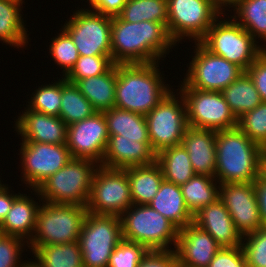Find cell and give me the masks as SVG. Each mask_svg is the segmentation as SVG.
Returning <instances> with one entry per match:
<instances>
[{
  "mask_svg": "<svg viewBox=\"0 0 266 267\" xmlns=\"http://www.w3.org/2000/svg\"><path fill=\"white\" fill-rule=\"evenodd\" d=\"M175 45L160 22L129 23L119 15L112 17L111 50L115 64L160 62Z\"/></svg>",
  "mask_w": 266,
  "mask_h": 267,
  "instance_id": "cell-1",
  "label": "cell"
},
{
  "mask_svg": "<svg viewBox=\"0 0 266 267\" xmlns=\"http://www.w3.org/2000/svg\"><path fill=\"white\" fill-rule=\"evenodd\" d=\"M158 63L117 64L114 107L143 115L156 107L171 91Z\"/></svg>",
  "mask_w": 266,
  "mask_h": 267,
  "instance_id": "cell-2",
  "label": "cell"
},
{
  "mask_svg": "<svg viewBox=\"0 0 266 267\" xmlns=\"http://www.w3.org/2000/svg\"><path fill=\"white\" fill-rule=\"evenodd\" d=\"M261 148L238 127L216 131L215 178L220 184L254 182L260 175Z\"/></svg>",
  "mask_w": 266,
  "mask_h": 267,
  "instance_id": "cell-3",
  "label": "cell"
},
{
  "mask_svg": "<svg viewBox=\"0 0 266 267\" xmlns=\"http://www.w3.org/2000/svg\"><path fill=\"white\" fill-rule=\"evenodd\" d=\"M119 217L123 240L143 245L148 251L172 250L171 244L175 250L180 229L148 204H132Z\"/></svg>",
  "mask_w": 266,
  "mask_h": 267,
  "instance_id": "cell-4",
  "label": "cell"
},
{
  "mask_svg": "<svg viewBox=\"0 0 266 267\" xmlns=\"http://www.w3.org/2000/svg\"><path fill=\"white\" fill-rule=\"evenodd\" d=\"M98 166L92 160L72 158L33 192L39 202L86 206Z\"/></svg>",
  "mask_w": 266,
  "mask_h": 267,
  "instance_id": "cell-5",
  "label": "cell"
},
{
  "mask_svg": "<svg viewBox=\"0 0 266 267\" xmlns=\"http://www.w3.org/2000/svg\"><path fill=\"white\" fill-rule=\"evenodd\" d=\"M226 14L223 13L221 20L212 24L199 43L210 53L225 58L245 72L265 49L232 17L224 19Z\"/></svg>",
  "mask_w": 266,
  "mask_h": 267,
  "instance_id": "cell-6",
  "label": "cell"
},
{
  "mask_svg": "<svg viewBox=\"0 0 266 267\" xmlns=\"http://www.w3.org/2000/svg\"><path fill=\"white\" fill-rule=\"evenodd\" d=\"M41 202L28 249L79 241L87 213L86 206Z\"/></svg>",
  "mask_w": 266,
  "mask_h": 267,
  "instance_id": "cell-7",
  "label": "cell"
},
{
  "mask_svg": "<svg viewBox=\"0 0 266 267\" xmlns=\"http://www.w3.org/2000/svg\"><path fill=\"white\" fill-rule=\"evenodd\" d=\"M122 240L119 216L87 211L79 236L83 267H108L112 252Z\"/></svg>",
  "mask_w": 266,
  "mask_h": 267,
  "instance_id": "cell-8",
  "label": "cell"
},
{
  "mask_svg": "<svg viewBox=\"0 0 266 267\" xmlns=\"http://www.w3.org/2000/svg\"><path fill=\"white\" fill-rule=\"evenodd\" d=\"M167 7V32L175 44L187 38L199 42L223 14L214 0H167Z\"/></svg>",
  "mask_w": 266,
  "mask_h": 267,
  "instance_id": "cell-9",
  "label": "cell"
},
{
  "mask_svg": "<svg viewBox=\"0 0 266 267\" xmlns=\"http://www.w3.org/2000/svg\"><path fill=\"white\" fill-rule=\"evenodd\" d=\"M172 90L145 115L152 150L157 154L167 147L180 145L187 123L186 105Z\"/></svg>",
  "mask_w": 266,
  "mask_h": 267,
  "instance_id": "cell-10",
  "label": "cell"
},
{
  "mask_svg": "<svg viewBox=\"0 0 266 267\" xmlns=\"http://www.w3.org/2000/svg\"><path fill=\"white\" fill-rule=\"evenodd\" d=\"M182 95L191 128L229 130L237 127L238 119L220 91H203L194 88H178Z\"/></svg>",
  "mask_w": 266,
  "mask_h": 267,
  "instance_id": "cell-11",
  "label": "cell"
},
{
  "mask_svg": "<svg viewBox=\"0 0 266 267\" xmlns=\"http://www.w3.org/2000/svg\"><path fill=\"white\" fill-rule=\"evenodd\" d=\"M66 22L62 28L72 38L80 56H112L111 16L82 8L74 11Z\"/></svg>",
  "mask_w": 266,
  "mask_h": 267,
  "instance_id": "cell-12",
  "label": "cell"
},
{
  "mask_svg": "<svg viewBox=\"0 0 266 267\" xmlns=\"http://www.w3.org/2000/svg\"><path fill=\"white\" fill-rule=\"evenodd\" d=\"M133 204L129 179L125 169L99 165L92 178L87 211L120 216Z\"/></svg>",
  "mask_w": 266,
  "mask_h": 267,
  "instance_id": "cell-13",
  "label": "cell"
},
{
  "mask_svg": "<svg viewBox=\"0 0 266 267\" xmlns=\"http://www.w3.org/2000/svg\"><path fill=\"white\" fill-rule=\"evenodd\" d=\"M186 75L180 81V88H194L203 91H223L233 83L244 71L225 58L214 55L199 42L194 44Z\"/></svg>",
  "mask_w": 266,
  "mask_h": 267,
  "instance_id": "cell-14",
  "label": "cell"
},
{
  "mask_svg": "<svg viewBox=\"0 0 266 267\" xmlns=\"http://www.w3.org/2000/svg\"><path fill=\"white\" fill-rule=\"evenodd\" d=\"M20 145V179L30 190L37 189L72 159L66 144L22 141Z\"/></svg>",
  "mask_w": 266,
  "mask_h": 267,
  "instance_id": "cell-15",
  "label": "cell"
},
{
  "mask_svg": "<svg viewBox=\"0 0 266 267\" xmlns=\"http://www.w3.org/2000/svg\"><path fill=\"white\" fill-rule=\"evenodd\" d=\"M109 141L103 112H95L84 120L67 126V148L72 158L102 163Z\"/></svg>",
  "mask_w": 266,
  "mask_h": 267,
  "instance_id": "cell-16",
  "label": "cell"
},
{
  "mask_svg": "<svg viewBox=\"0 0 266 267\" xmlns=\"http://www.w3.org/2000/svg\"><path fill=\"white\" fill-rule=\"evenodd\" d=\"M219 199L242 236L263 226L254 182L222 183Z\"/></svg>",
  "mask_w": 266,
  "mask_h": 267,
  "instance_id": "cell-17",
  "label": "cell"
},
{
  "mask_svg": "<svg viewBox=\"0 0 266 267\" xmlns=\"http://www.w3.org/2000/svg\"><path fill=\"white\" fill-rule=\"evenodd\" d=\"M222 247L194 222L179 230L175 253L185 267H208Z\"/></svg>",
  "mask_w": 266,
  "mask_h": 267,
  "instance_id": "cell-18",
  "label": "cell"
},
{
  "mask_svg": "<svg viewBox=\"0 0 266 267\" xmlns=\"http://www.w3.org/2000/svg\"><path fill=\"white\" fill-rule=\"evenodd\" d=\"M25 109L14 121L21 141L67 144V125L60 117Z\"/></svg>",
  "mask_w": 266,
  "mask_h": 267,
  "instance_id": "cell-19",
  "label": "cell"
},
{
  "mask_svg": "<svg viewBox=\"0 0 266 267\" xmlns=\"http://www.w3.org/2000/svg\"><path fill=\"white\" fill-rule=\"evenodd\" d=\"M155 161L156 153L151 148L150 139H129L122 138V135H109L107 149L100 165L126 169L150 165Z\"/></svg>",
  "mask_w": 266,
  "mask_h": 267,
  "instance_id": "cell-20",
  "label": "cell"
},
{
  "mask_svg": "<svg viewBox=\"0 0 266 267\" xmlns=\"http://www.w3.org/2000/svg\"><path fill=\"white\" fill-rule=\"evenodd\" d=\"M194 223L209 233L221 247H238L242 244L243 236L220 199L196 213Z\"/></svg>",
  "mask_w": 266,
  "mask_h": 267,
  "instance_id": "cell-21",
  "label": "cell"
},
{
  "mask_svg": "<svg viewBox=\"0 0 266 267\" xmlns=\"http://www.w3.org/2000/svg\"><path fill=\"white\" fill-rule=\"evenodd\" d=\"M181 144L189 155L195 174L215 178L216 131L188 127Z\"/></svg>",
  "mask_w": 266,
  "mask_h": 267,
  "instance_id": "cell-22",
  "label": "cell"
},
{
  "mask_svg": "<svg viewBox=\"0 0 266 267\" xmlns=\"http://www.w3.org/2000/svg\"><path fill=\"white\" fill-rule=\"evenodd\" d=\"M40 205L31 196L20 194L0 225V234L17 236L28 243L35 232L37 211Z\"/></svg>",
  "mask_w": 266,
  "mask_h": 267,
  "instance_id": "cell-23",
  "label": "cell"
},
{
  "mask_svg": "<svg viewBox=\"0 0 266 267\" xmlns=\"http://www.w3.org/2000/svg\"><path fill=\"white\" fill-rule=\"evenodd\" d=\"M179 229L194 222V216L185 205L180 185L163 179L159 190L148 204Z\"/></svg>",
  "mask_w": 266,
  "mask_h": 267,
  "instance_id": "cell-24",
  "label": "cell"
},
{
  "mask_svg": "<svg viewBox=\"0 0 266 267\" xmlns=\"http://www.w3.org/2000/svg\"><path fill=\"white\" fill-rule=\"evenodd\" d=\"M116 80L117 64H114L106 73L79 80L75 85L97 112H103L115 106Z\"/></svg>",
  "mask_w": 266,
  "mask_h": 267,
  "instance_id": "cell-25",
  "label": "cell"
},
{
  "mask_svg": "<svg viewBox=\"0 0 266 267\" xmlns=\"http://www.w3.org/2000/svg\"><path fill=\"white\" fill-rule=\"evenodd\" d=\"M129 179L130 193L134 205L149 204L159 190L163 173L159 164L134 166L125 169Z\"/></svg>",
  "mask_w": 266,
  "mask_h": 267,
  "instance_id": "cell-26",
  "label": "cell"
},
{
  "mask_svg": "<svg viewBox=\"0 0 266 267\" xmlns=\"http://www.w3.org/2000/svg\"><path fill=\"white\" fill-rule=\"evenodd\" d=\"M23 2L0 0V41L17 49L25 48L30 39L21 14Z\"/></svg>",
  "mask_w": 266,
  "mask_h": 267,
  "instance_id": "cell-27",
  "label": "cell"
},
{
  "mask_svg": "<svg viewBox=\"0 0 266 267\" xmlns=\"http://www.w3.org/2000/svg\"><path fill=\"white\" fill-rule=\"evenodd\" d=\"M180 188L185 205L193 216L205 206L216 202L220 196L219 181L207 175L195 174Z\"/></svg>",
  "mask_w": 266,
  "mask_h": 267,
  "instance_id": "cell-28",
  "label": "cell"
},
{
  "mask_svg": "<svg viewBox=\"0 0 266 267\" xmlns=\"http://www.w3.org/2000/svg\"><path fill=\"white\" fill-rule=\"evenodd\" d=\"M156 162L161 167L164 180L176 185L186 183L195 175L189 155L182 144L159 151Z\"/></svg>",
  "mask_w": 266,
  "mask_h": 267,
  "instance_id": "cell-29",
  "label": "cell"
},
{
  "mask_svg": "<svg viewBox=\"0 0 266 267\" xmlns=\"http://www.w3.org/2000/svg\"><path fill=\"white\" fill-rule=\"evenodd\" d=\"M109 135L122 138L149 139L145 115L116 107L103 111Z\"/></svg>",
  "mask_w": 266,
  "mask_h": 267,
  "instance_id": "cell-30",
  "label": "cell"
},
{
  "mask_svg": "<svg viewBox=\"0 0 266 267\" xmlns=\"http://www.w3.org/2000/svg\"><path fill=\"white\" fill-rule=\"evenodd\" d=\"M232 9L235 13L229 17H232L258 43L260 39V42L264 40L266 43V0H241ZM265 43L264 49H266Z\"/></svg>",
  "mask_w": 266,
  "mask_h": 267,
  "instance_id": "cell-31",
  "label": "cell"
},
{
  "mask_svg": "<svg viewBox=\"0 0 266 267\" xmlns=\"http://www.w3.org/2000/svg\"><path fill=\"white\" fill-rule=\"evenodd\" d=\"M221 92L237 119L262 102L252 79L246 72Z\"/></svg>",
  "mask_w": 266,
  "mask_h": 267,
  "instance_id": "cell-32",
  "label": "cell"
},
{
  "mask_svg": "<svg viewBox=\"0 0 266 267\" xmlns=\"http://www.w3.org/2000/svg\"><path fill=\"white\" fill-rule=\"evenodd\" d=\"M30 250L43 267H83L79 241L32 247Z\"/></svg>",
  "mask_w": 266,
  "mask_h": 267,
  "instance_id": "cell-33",
  "label": "cell"
},
{
  "mask_svg": "<svg viewBox=\"0 0 266 267\" xmlns=\"http://www.w3.org/2000/svg\"><path fill=\"white\" fill-rule=\"evenodd\" d=\"M97 112L79 88L62 76V96L59 117L67 126Z\"/></svg>",
  "mask_w": 266,
  "mask_h": 267,
  "instance_id": "cell-34",
  "label": "cell"
},
{
  "mask_svg": "<svg viewBox=\"0 0 266 267\" xmlns=\"http://www.w3.org/2000/svg\"><path fill=\"white\" fill-rule=\"evenodd\" d=\"M119 16L129 23L153 21L167 28V0H127Z\"/></svg>",
  "mask_w": 266,
  "mask_h": 267,
  "instance_id": "cell-35",
  "label": "cell"
},
{
  "mask_svg": "<svg viewBox=\"0 0 266 267\" xmlns=\"http://www.w3.org/2000/svg\"><path fill=\"white\" fill-rule=\"evenodd\" d=\"M32 93L33 96L28 101L27 108L46 115H60L62 96V77L53 84H45L38 87Z\"/></svg>",
  "mask_w": 266,
  "mask_h": 267,
  "instance_id": "cell-36",
  "label": "cell"
},
{
  "mask_svg": "<svg viewBox=\"0 0 266 267\" xmlns=\"http://www.w3.org/2000/svg\"><path fill=\"white\" fill-rule=\"evenodd\" d=\"M58 36L51 39L49 53L54 64H57L59 69H63V77H65L79 58V52L69 34L62 28Z\"/></svg>",
  "mask_w": 266,
  "mask_h": 267,
  "instance_id": "cell-37",
  "label": "cell"
},
{
  "mask_svg": "<svg viewBox=\"0 0 266 267\" xmlns=\"http://www.w3.org/2000/svg\"><path fill=\"white\" fill-rule=\"evenodd\" d=\"M114 64L112 56H79L64 78L76 84L79 80L106 73Z\"/></svg>",
  "mask_w": 266,
  "mask_h": 267,
  "instance_id": "cell-38",
  "label": "cell"
},
{
  "mask_svg": "<svg viewBox=\"0 0 266 267\" xmlns=\"http://www.w3.org/2000/svg\"><path fill=\"white\" fill-rule=\"evenodd\" d=\"M237 127L261 147L266 146V102L238 118Z\"/></svg>",
  "mask_w": 266,
  "mask_h": 267,
  "instance_id": "cell-39",
  "label": "cell"
},
{
  "mask_svg": "<svg viewBox=\"0 0 266 267\" xmlns=\"http://www.w3.org/2000/svg\"><path fill=\"white\" fill-rule=\"evenodd\" d=\"M241 247L247 267H266V226L243 235Z\"/></svg>",
  "mask_w": 266,
  "mask_h": 267,
  "instance_id": "cell-40",
  "label": "cell"
},
{
  "mask_svg": "<svg viewBox=\"0 0 266 267\" xmlns=\"http://www.w3.org/2000/svg\"><path fill=\"white\" fill-rule=\"evenodd\" d=\"M147 251L143 245L122 240L112 252L108 267H138Z\"/></svg>",
  "mask_w": 266,
  "mask_h": 267,
  "instance_id": "cell-41",
  "label": "cell"
},
{
  "mask_svg": "<svg viewBox=\"0 0 266 267\" xmlns=\"http://www.w3.org/2000/svg\"><path fill=\"white\" fill-rule=\"evenodd\" d=\"M27 244L20 237L0 234V267H20Z\"/></svg>",
  "mask_w": 266,
  "mask_h": 267,
  "instance_id": "cell-42",
  "label": "cell"
},
{
  "mask_svg": "<svg viewBox=\"0 0 266 267\" xmlns=\"http://www.w3.org/2000/svg\"><path fill=\"white\" fill-rule=\"evenodd\" d=\"M208 267H247L242 247H222Z\"/></svg>",
  "mask_w": 266,
  "mask_h": 267,
  "instance_id": "cell-43",
  "label": "cell"
},
{
  "mask_svg": "<svg viewBox=\"0 0 266 267\" xmlns=\"http://www.w3.org/2000/svg\"><path fill=\"white\" fill-rule=\"evenodd\" d=\"M175 250H150L142 257L138 267H176Z\"/></svg>",
  "mask_w": 266,
  "mask_h": 267,
  "instance_id": "cell-44",
  "label": "cell"
},
{
  "mask_svg": "<svg viewBox=\"0 0 266 267\" xmlns=\"http://www.w3.org/2000/svg\"><path fill=\"white\" fill-rule=\"evenodd\" d=\"M245 72L252 79L262 102H266V49Z\"/></svg>",
  "mask_w": 266,
  "mask_h": 267,
  "instance_id": "cell-45",
  "label": "cell"
},
{
  "mask_svg": "<svg viewBox=\"0 0 266 267\" xmlns=\"http://www.w3.org/2000/svg\"><path fill=\"white\" fill-rule=\"evenodd\" d=\"M90 10L96 11L98 13L108 15V16H118L122 10L127 0H87Z\"/></svg>",
  "mask_w": 266,
  "mask_h": 267,
  "instance_id": "cell-46",
  "label": "cell"
},
{
  "mask_svg": "<svg viewBox=\"0 0 266 267\" xmlns=\"http://www.w3.org/2000/svg\"><path fill=\"white\" fill-rule=\"evenodd\" d=\"M8 184H5L0 188V225L3 220L7 216V213L10 211L14 200L21 194L20 192L12 193L13 190L10 191Z\"/></svg>",
  "mask_w": 266,
  "mask_h": 267,
  "instance_id": "cell-47",
  "label": "cell"
},
{
  "mask_svg": "<svg viewBox=\"0 0 266 267\" xmlns=\"http://www.w3.org/2000/svg\"><path fill=\"white\" fill-rule=\"evenodd\" d=\"M254 184L261 221L266 226V179L259 175Z\"/></svg>",
  "mask_w": 266,
  "mask_h": 267,
  "instance_id": "cell-48",
  "label": "cell"
},
{
  "mask_svg": "<svg viewBox=\"0 0 266 267\" xmlns=\"http://www.w3.org/2000/svg\"><path fill=\"white\" fill-rule=\"evenodd\" d=\"M216 6L224 13L225 10L229 11L230 8H233L241 0H214ZM226 8V9H225ZM229 8V9H228ZM224 10V11H223Z\"/></svg>",
  "mask_w": 266,
  "mask_h": 267,
  "instance_id": "cell-49",
  "label": "cell"
},
{
  "mask_svg": "<svg viewBox=\"0 0 266 267\" xmlns=\"http://www.w3.org/2000/svg\"><path fill=\"white\" fill-rule=\"evenodd\" d=\"M260 176L266 179V146L261 148L260 154Z\"/></svg>",
  "mask_w": 266,
  "mask_h": 267,
  "instance_id": "cell-50",
  "label": "cell"
},
{
  "mask_svg": "<svg viewBox=\"0 0 266 267\" xmlns=\"http://www.w3.org/2000/svg\"><path fill=\"white\" fill-rule=\"evenodd\" d=\"M20 267H43L36 259L24 260Z\"/></svg>",
  "mask_w": 266,
  "mask_h": 267,
  "instance_id": "cell-51",
  "label": "cell"
},
{
  "mask_svg": "<svg viewBox=\"0 0 266 267\" xmlns=\"http://www.w3.org/2000/svg\"><path fill=\"white\" fill-rule=\"evenodd\" d=\"M5 184H2L1 178H0V188L3 187Z\"/></svg>",
  "mask_w": 266,
  "mask_h": 267,
  "instance_id": "cell-52",
  "label": "cell"
},
{
  "mask_svg": "<svg viewBox=\"0 0 266 267\" xmlns=\"http://www.w3.org/2000/svg\"><path fill=\"white\" fill-rule=\"evenodd\" d=\"M176 267H185V266H182L181 264L178 263Z\"/></svg>",
  "mask_w": 266,
  "mask_h": 267,
  "instance_id": "cell-53",
  "label": "cell"
}]
</instances>
